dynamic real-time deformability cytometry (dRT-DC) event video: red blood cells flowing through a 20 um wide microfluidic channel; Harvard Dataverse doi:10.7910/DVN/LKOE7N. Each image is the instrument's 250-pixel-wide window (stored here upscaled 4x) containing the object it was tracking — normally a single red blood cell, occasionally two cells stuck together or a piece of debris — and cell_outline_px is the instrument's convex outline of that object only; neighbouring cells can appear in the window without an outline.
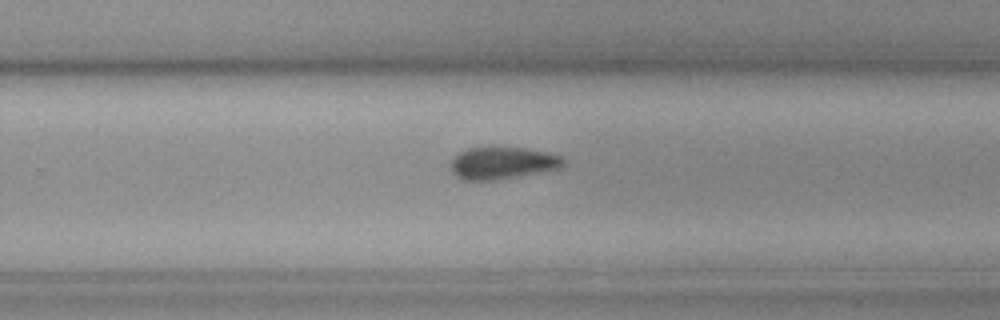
{"species": "common noctule bat (a hibernating species)", "species_latin": "Nyctalus noctula", "temperature_condition": "cold", "stored_images_in_passage": 42, "camera_frame_rate_fps": 3000, "um_per_image_px": 0.085, "animal": {"sex": "female", "body_mass_g": 19.3, "forearm_length_mm": 54.1}, "frame": {"image": 1, "passage_image": 24, "time_ms": 7.667, "image_size_px": [1000, 320], "cell_outline_px": [[564, 164], [560, 168], [492, 180], [464, 180], [456, 176], [452, 172], [452, 160], [460, 152], [468, 148], [520, 148], [548, 152], [560, 156], [564, 160]], "centroid_in_image_um": [42.7, 13.86], "position_along_channel_um": 287.1, "area_um2": 20.46}, "authors_computed_cell_mechanics": {"area_um2": 21.2993, "velocity_mm_per_s": 3.6504, "shape_relaxation_time_tau1_ms": 3.6537, "shape_relaxation_time_tau2_ms": null, "deformation_change_tau1": 0.0955, "deformation_change_tau2": null}}